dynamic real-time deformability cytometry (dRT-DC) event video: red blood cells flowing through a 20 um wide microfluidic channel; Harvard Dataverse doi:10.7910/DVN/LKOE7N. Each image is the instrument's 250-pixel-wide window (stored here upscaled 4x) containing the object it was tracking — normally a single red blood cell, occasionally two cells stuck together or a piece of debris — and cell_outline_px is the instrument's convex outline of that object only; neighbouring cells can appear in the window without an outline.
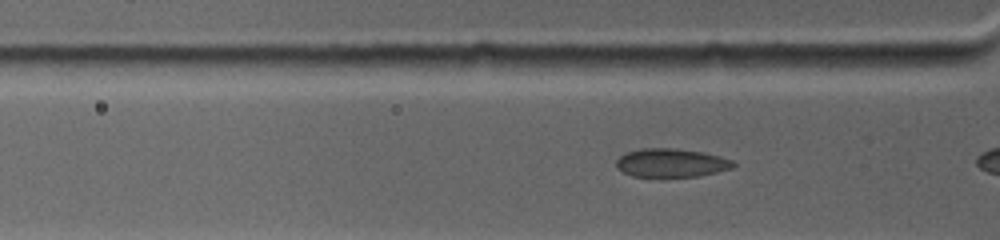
{"species": "common noctule bat (a hibernating species)", "species_latin": "Nyctalus noctula", "temperature_condition": "warm", "stored_images_in_passage": 8, "camera_frame_rate_fps": 4500, "um_per_image_px": 0.085, "animal": {"sex": "female", "body_mass_g": 19.0, "forearm_length_mm": 53.3}, "frame": {"image": 1, "passage_image": 4, "time_ms": 0.889, "image_size_px": [1000, 240], "cell_outline_px": [[736, 164], [732, 168], [700, 176], [632, 176], [616, 168], [616, 160], [620, 156], [628, 152], [640, 148], [676, 148], [704, 152], [720, 156], [732, 160]], "centroid_in_image_um": [57.06, 13.83], "position_along_channel_um": 68.7, "area_um2": 19.42}}